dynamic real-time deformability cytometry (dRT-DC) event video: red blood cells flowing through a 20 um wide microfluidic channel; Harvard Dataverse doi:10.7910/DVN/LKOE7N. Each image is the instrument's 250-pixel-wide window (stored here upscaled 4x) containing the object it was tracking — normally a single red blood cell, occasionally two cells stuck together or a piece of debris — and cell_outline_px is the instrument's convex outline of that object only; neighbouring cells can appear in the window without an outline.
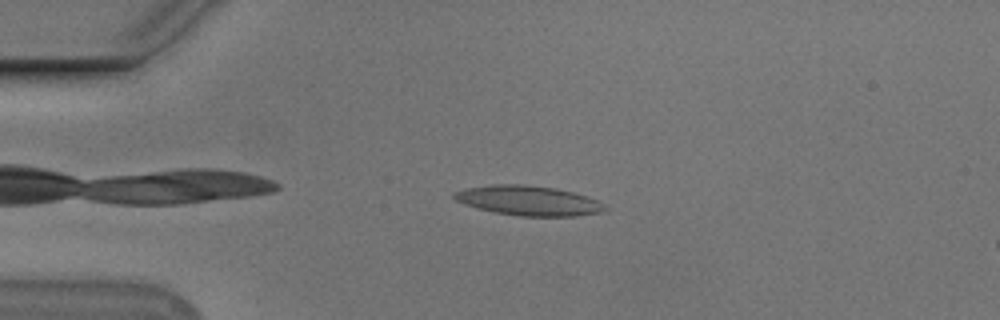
{"species": "Egyptian fruit bat (a non-hibernating species)", "species_latin": "Rousettus aegyptiacus", "temperature_condition": "cold", "stored_images_in_passage": 46, "camera_frame_rate_fps": 3000, "um_per_image_px": 0.085, "animal": {"sex": "male"}, "frame": {"image": 1, "passage_image": 5, "time_ms": 1.333, "image_size_px": [1000, 320], "cell_outline_px": [[608, 208], [600, 212], [576, 216], [520, 216], [492, 212], [476, 208], [464, 204], [456, 200], [452, 196], [452, 192], [468, 188], [492, 184], [524, 184], [556, 188], [572, 192], [596, 200], [604, 204]], "centroid_in_image_um": [44.87, 17.05], "position_along_channel_um": 40.1, "area_um2": 26.13}}
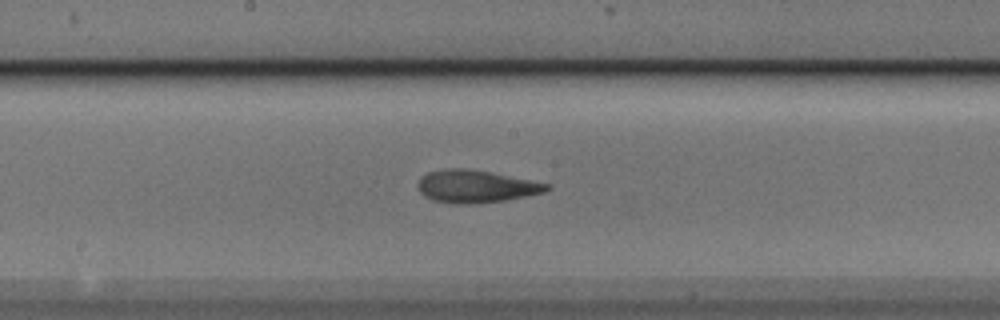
{"frame": {"image": 2, "passage_image": 21, "time_ms": 6.667, "image_size_px": [1000, 320], "cell_outline_px": [[552, 188], [544, 192], [504, 200], [476, 204], [456, 204], [432, 200], [424, 196], [420, 192], [416, 184], [420, 176], [428, 172], [444, 168], [464, 168], [492, 172], [552, 184]], "centroid_in_image_um": [40.43, 15.83], "position_along_channel_um": 207.8, "area_um2": 24.74}}
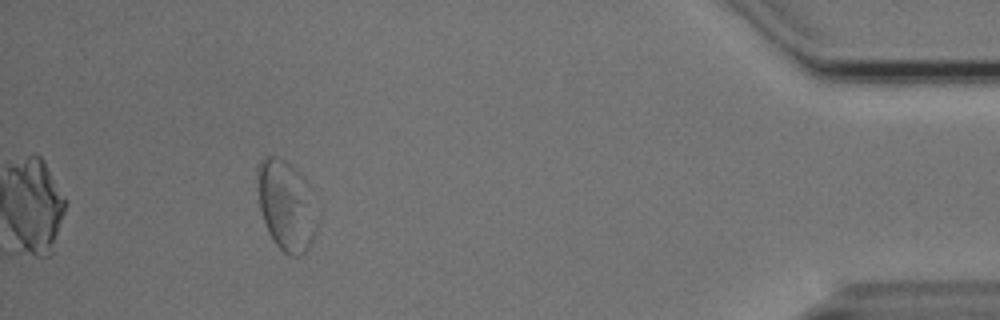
{"frame": {"image": 3, "passage_image": 42, "time_ms": 13.667, "image_size_px": [1000, 320], "cell_outline_px": [[316, 232], [308, 248], [300, 256], [288, 256], [276, 244], [268, 232], [260, 208], [256, 188], [256, 168], [260, 160], [264, 156], [280, 156], [304, 180], [316, 224]], "centroid_in_image_um": [24.23, 17.47], "position_along_channel_um": 411.0, "area_um2": 30.52}, "authors_computed_cell_mechanics": {"area_um2": 24.565, "velocity_mm_per_s": 3.7344, "shape_relaxation_time_tau1_ms": 6.2433, "shape_relaxation_time_tau2_ms": 2.789, "deformation_change_tau1": 0.1855, "deformation_change_tau2": 0.0912}}